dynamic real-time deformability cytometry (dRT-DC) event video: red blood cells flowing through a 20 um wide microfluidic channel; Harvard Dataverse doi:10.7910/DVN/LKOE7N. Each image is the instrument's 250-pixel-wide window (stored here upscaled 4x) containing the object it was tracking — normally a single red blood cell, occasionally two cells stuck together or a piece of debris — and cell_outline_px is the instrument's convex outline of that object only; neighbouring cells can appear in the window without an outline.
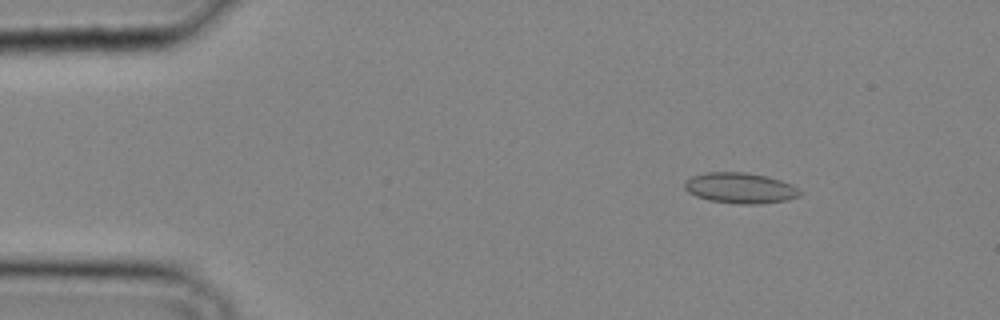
{"species": "common noctule bat (a hibernating species)", "species_latin": "Nyctalus noctula", "temperature_condition": "cold", "stored_images_in_passage": 35, "camera_frame_rate_fps": 3000, "um_per_image_px": 0.085, "animal": {"sex": "male", "body_mass_g": 20.4}, "frame": {"image": 1, "passage_image": 5, "time_ms": 1.333, "image_size_px": [1000, 320], "cell_outline_px": [[804, 192], [800, 196], [788, 200], [760, 204], [740, 204], [708, 200], [696, 196], [688, 192], [684, 188], [684, 184], [692, 176], [708, 172], [748, 172], [780, 180], [792, 184]], "centroid_in_image_um": [62.96, 15.99], "position_along_channel_um": 22.0, "area_um2": 20.69}}
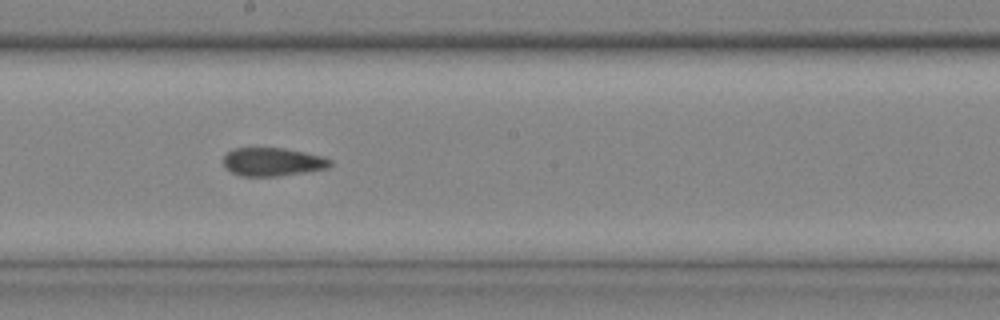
{"frame": {"image": 2, "passage_image": 20, "time_ms": 6.333, "image_size_px": [1000, 320], "cell_outline_px": [[332, 164], [328, 168], [280, 176], [240, 176], [224, 168], [224, 156], [228, 152], [236, 148], [284, 148], [304, 152], [320, 156], [332, 160]], "centroid_in_image_um": [23.16, 13.76], "position_along_channel_um": 225.0, "area_um2": 17.57}}
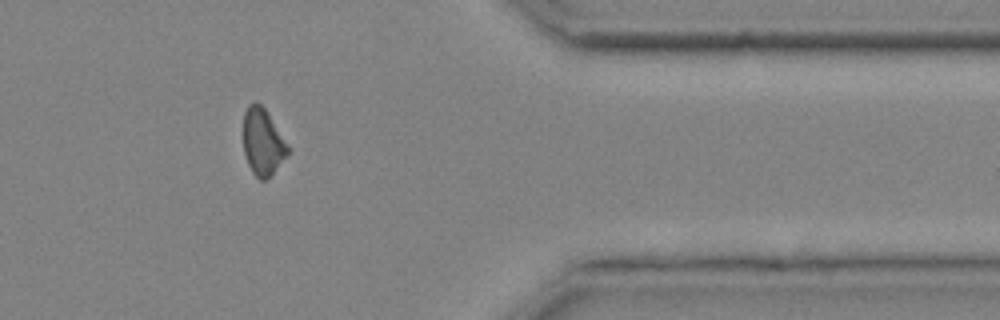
{"frame": {"image": 3, "passage_image": 30, "time_ms": 9.667, "image_size_px": [1000, 320], "cell_outline_px": [[292, 148], [288, 156], [264, 180], [260, 180], [252, 172], [248, 164], [244, 152], [244, 112], [248, 104], [256, 100], [264, 108]], "centroid_in_image_um": [22.36, 12.04], "position_along_channel_um": 389.0, "area_um2": 17.4}}